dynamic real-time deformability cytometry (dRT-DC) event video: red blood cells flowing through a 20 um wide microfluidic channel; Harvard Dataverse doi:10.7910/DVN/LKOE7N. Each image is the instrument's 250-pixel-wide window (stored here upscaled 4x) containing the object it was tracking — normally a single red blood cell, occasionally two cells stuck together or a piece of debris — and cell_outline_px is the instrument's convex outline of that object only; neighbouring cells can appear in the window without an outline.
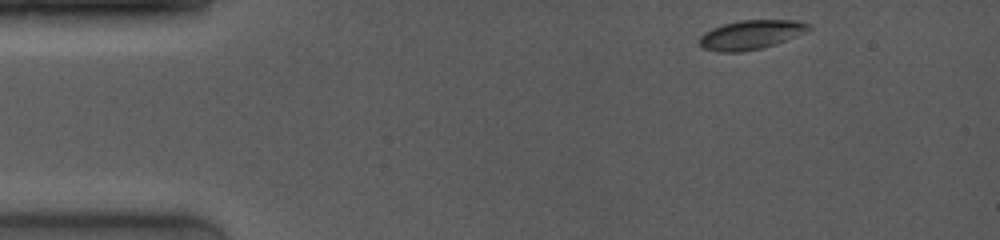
{"species": "common noctule bat (a hibernating species)", "species_latin": "Nyctalus noctula", "temperature_condition": "room temperature", "stored_images_in_passage": 34, "camera_frame_rate_fps": 4000, "um_per_image_px": 0.085, "animal": {"sex": "female", "body_mass_g": 19.0, "forearm_length_mm": 53.3}, "frame": {"image": 1, "passage_image": 1, "time_ms": 0.0, "image_size_px": [1000, 240], "cell_outline_px": [[812, 28], [804, 32], [764, 48], [740, 52], [716, 52], [704, 48], [700, 44], [700, 36], [704, 32], [712, 28], [724, 24], [740, 20], [796, 20], [812, 24]], "centroid_in_image_um": [63.82, 2.95], "position_along_channel_um": 21.2, "area_um2": 18.5}}
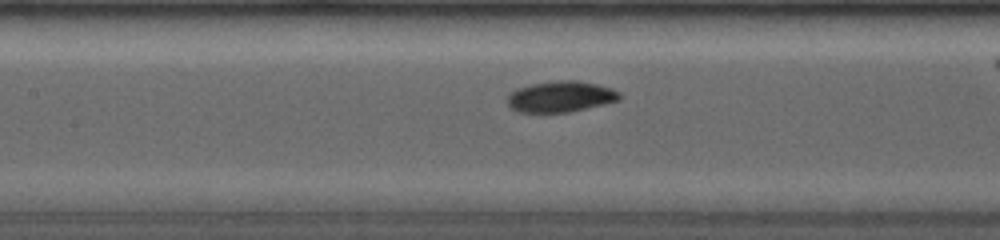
{"frame": {"image": 2, "passage_image": 15, "time_ms": 5.5, "image_size_px": [1000, 240], "cell_outline_px": [[620, 100], [604, 104], [568, 112], [516, 112], [508, 104], [508, 96], [516, 88], [532, 84], [556, 80], [576, 80], [596, 84], [612, 88], [620, 92]], "centroid_in_image_um": [47.66, 8.21], "position_along_channel_um": 159.7, "area_um2": 20.17}}
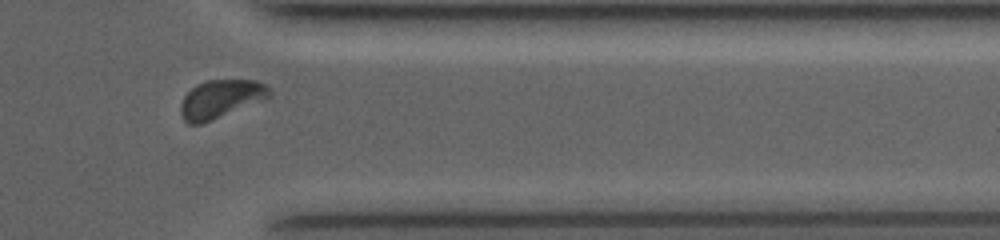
{"frame": {"image": 3, "passage_image": 31, "time_ms": 11.25, "image_size_px": [1000, 240], "cell_outline_px": [[272, 96], [268, 100], [204, 124], [188, 124], [184, 120], [180, 112], [180, 104], [184, 96], [196, 84], [208, 80], [256, 80], [264, 84], [272, 92]], "centroid_in_image_um": [18.81, 8.44], "position_along_channel_um": 392.6, "area_um2": 20.46}}